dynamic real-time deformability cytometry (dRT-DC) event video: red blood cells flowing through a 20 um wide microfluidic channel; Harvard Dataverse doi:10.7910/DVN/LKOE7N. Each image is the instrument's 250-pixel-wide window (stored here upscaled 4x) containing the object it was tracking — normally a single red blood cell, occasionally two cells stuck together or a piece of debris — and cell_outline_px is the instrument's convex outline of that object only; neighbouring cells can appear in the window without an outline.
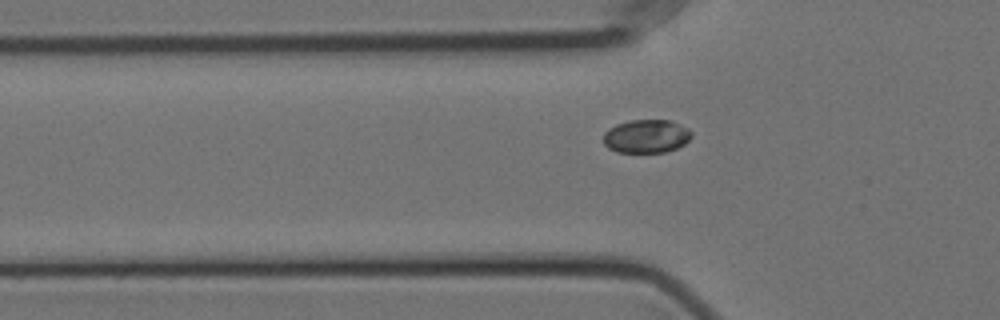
{"species": "Egyptian fruit bat (a non-hibernating species)", "species_latin": "Rousettus aegyptiacus", "temperature_condition": "cold", "stored_images_in_passage": 39, "camera_frame_rate_fps": 3000, "um_per_image_px": 0.085, "animal": {"sex": "female"}, "frame": {"image": 1, "passage_image": 7, "time_ms": 2.0, "image_size_px": [1000, 320], "cell_outline_px": [[692, 136], [684, 144], [676, 148], [664, 152], [616, 152], [608, 148], [604, 144], [604, 132], [608, 128], [616, 124], [628, 120], [672, 120], [688, 128], [692, 132]], "centroid_in_image_um": [54.93, 11.57], "position_along_channel_um": 70.9, "area_um2": 17.28}}
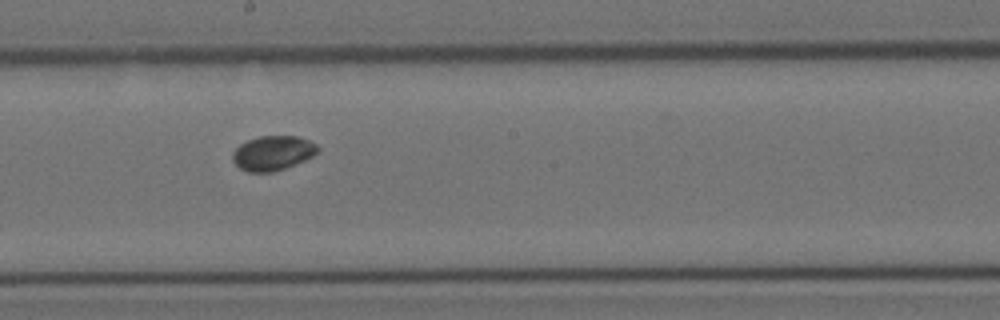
{"frame": {"image": 2, "passage_image": 20, "time_ms": 6.333, "image_size_px": [1000, 320], "cell_outline_px": [[320, 148], [312, 156], [304, 160], [284, 168], [272, 172], [248, 172], [240, 168], [232, 160], [232, 152], [240, 144], [248, 140], [260, 136], [296, 136], [308, 140], [316, 144]], "centroid_in_image_um": [23.16, 13.01], "position_along_channel_um": 225.0, "area_um2": 16.99}}
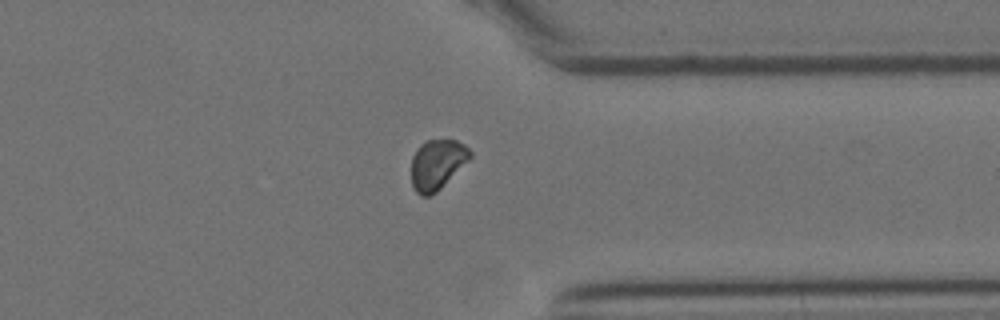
{"frame": {"image": 3, "passage_image": 33, "time_ms": 10.667, "image_size_px": [1000, 320], "cell_outline_px": [[472, 156], [436, 192], [428, 196], [420, 196], [416, 192], [412, 184], [412, 156], [416, 148], [420, 144], [428, 140], [456, 140], [464, 144], [472, 152]], "centroid_in_image_um": [37.14, 13.96], "position_along_channel_um": 374.3, "area_um2": 16.94}}